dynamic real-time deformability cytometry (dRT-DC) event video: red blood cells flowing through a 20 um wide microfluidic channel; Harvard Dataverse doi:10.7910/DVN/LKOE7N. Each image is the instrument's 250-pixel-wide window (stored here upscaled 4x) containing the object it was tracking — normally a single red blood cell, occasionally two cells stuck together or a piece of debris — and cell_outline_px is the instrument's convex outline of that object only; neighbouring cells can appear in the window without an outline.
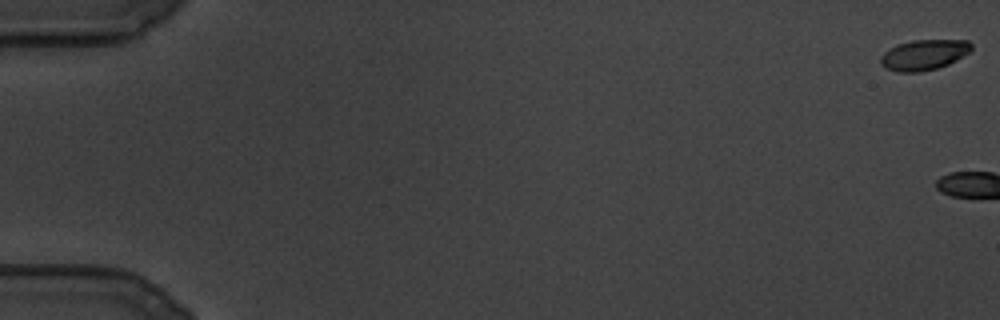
{"species": "common noctule bat (a hibernating species)", "species_latin": "Nyctalus noctula", "temperature_condition": "cold", "stored_images_in_passage": 5, "camera_frame_rate_fps": 3000, "um_per_image_px": 0.085, "animal": {"sex": "male", "body_mass_g": 19.5, "forearm_length_mm": 54.6}, "frame": {"image": 1, "passage_image": 1, "time_ms": 0.0, "image_size_px": [1000, 320], "cell_outline_px": [[972, 48], [968, 52], [956, 60], [948, 64], [936, 68], [920, 72], [896, 72], [884, 68], [880, 64], [880, 56], [884, 52], [896, 44], [912, 40], [968, 40], [972, 44]], "centroid_in_image_um": [78.49, 4.66], "position_along_channel_um": 6.5, "area_um2": 16.18}}